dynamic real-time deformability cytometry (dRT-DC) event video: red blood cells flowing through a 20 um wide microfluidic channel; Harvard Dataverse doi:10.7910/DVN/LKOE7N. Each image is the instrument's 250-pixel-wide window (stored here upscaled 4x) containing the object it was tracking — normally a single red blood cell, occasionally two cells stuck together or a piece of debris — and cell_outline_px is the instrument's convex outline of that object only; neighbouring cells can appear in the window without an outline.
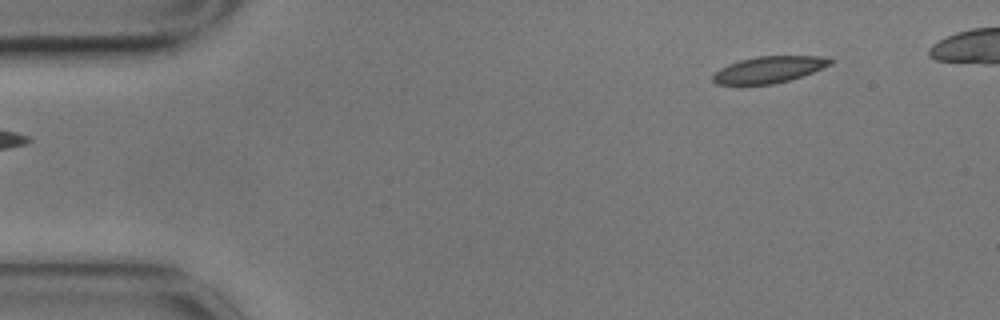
{"species": "common noctule bat (a hibernating species)", "species_latin": "Nyctalus noctula", "temperature_condition": "cold", "stored_images_in_passage": 6, "segment_of_instrument_passage": [2, 2], "camera_frame_rate_fps": 3000, "um_per_image_px": 0.085, "animal": {"sex": "male", "body_mass_g": 17.9}, "frame": {"image": 1, "passage_image": 6, "time_ms": 1.667, "image_size_px": [1000, 320], "cell_outline_px": [[836, 60], [832, 64], [804, 76], [772, 84], [716, 84], [712, 80], [712, 76], [720, 68], [728, 64], [740, 60], [756, 56], [832, 56]], "centroid_in_image_um": [65.44, 5.9], "position_along_channel_um": 19.6, "area_um2": 18.32}}